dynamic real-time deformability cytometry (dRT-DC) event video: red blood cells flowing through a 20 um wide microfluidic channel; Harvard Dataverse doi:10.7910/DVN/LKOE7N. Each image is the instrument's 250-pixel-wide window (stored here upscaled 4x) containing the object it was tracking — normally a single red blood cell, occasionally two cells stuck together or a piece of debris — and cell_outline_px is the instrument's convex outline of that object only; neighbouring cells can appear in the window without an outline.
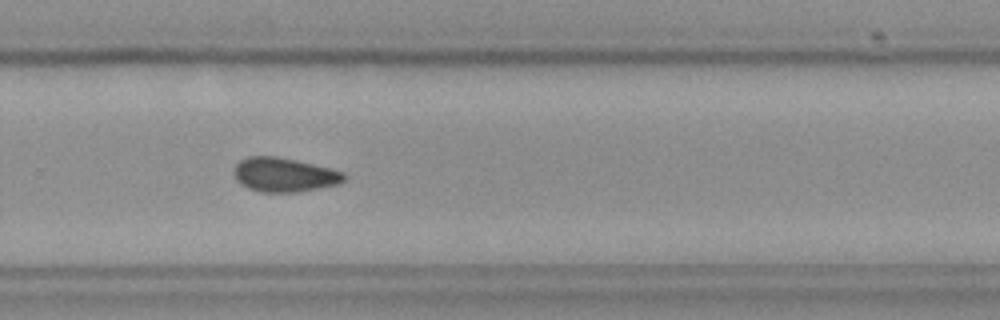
{"species": "Egyptian fruit bat (a non-hibernating species)", "species_latin": "Rousettus aegyptiacus", "temperature_condition": "cold", "stored_images_in_passage": 39, "camera_frame_rate_fps": 3000, "um_per_image_px": 0.085, "frame": {"image": 1, "passage_image": 28, "time_ms": 9.0, "image_size_px": [1000, 320], "cell_outline_px": [[348, 176], [344, 180], [336, 184], [296, 192], [260, 192], [248, 188], [240, 184], [236, 180], [232, 172], [232, 168], [240, 160], [248, 156], [276, 156], [312, 164], [344, 172]], "centroid_in_image_um": [24.09, 14.85], "position_along_channel_um": 305.7, "area_um2": 21.85}}